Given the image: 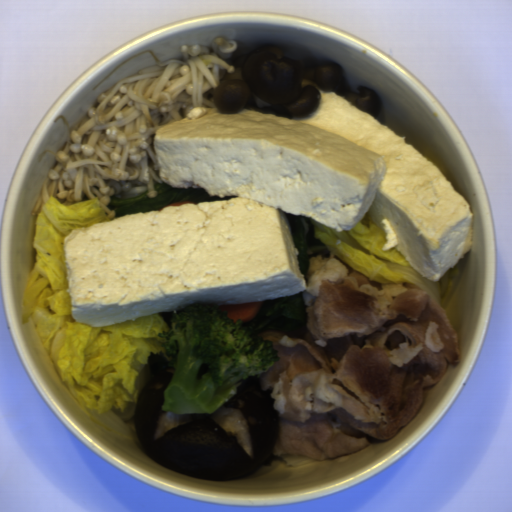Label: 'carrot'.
Wrapping results in <instances>:
<instances>
[{
  "label": "carrot",
  "mask_w": 512,
  "mask_h": 512,
  "mask_svg": "<svg viewBox=\"0 0 512 512\" xmlns=\"http://www.w3.org/2000/svg\"><path fill=\"white\" fill-rule=\"evenodd\" d=\"M265 300L263 301H252L242 303H231V304H220V310L227 311L229 318L234 322L241 319L242 324L254 321L258 313L260 312Z\"/></svg>",
  "instance_id": "obj_1"
}]
</instances>
